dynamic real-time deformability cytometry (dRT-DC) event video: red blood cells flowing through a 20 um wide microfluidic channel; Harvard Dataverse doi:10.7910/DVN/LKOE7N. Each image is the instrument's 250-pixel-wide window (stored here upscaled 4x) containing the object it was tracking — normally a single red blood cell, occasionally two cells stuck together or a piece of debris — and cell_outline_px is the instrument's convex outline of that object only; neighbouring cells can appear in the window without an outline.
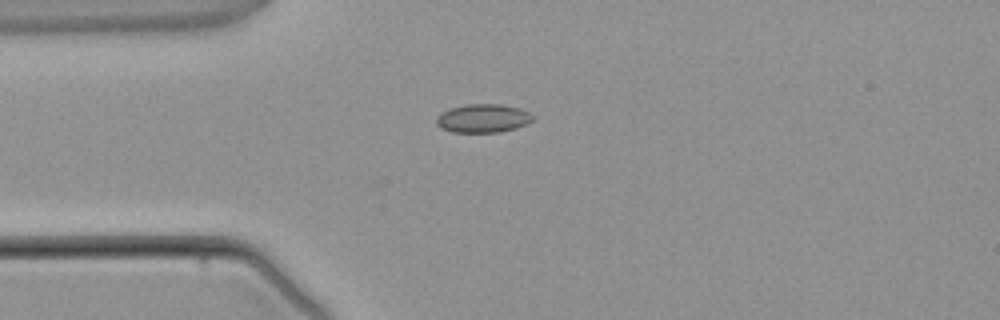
{"species": "common noctule bat (a hibernating species)", "species_latin": "Nyctalus noctula", "temperature_condition": "warm", "stored_images_in_passage": 3, "camera_frame_rate_fps": 3000, "um_per_image_px": 0.085, "animal": {"sex": "male", "body_mass_g": 21.5, "forearm_length_mm": 52.0}, "frame": {"image": 1, "passage_image": 3, "time_ms": 3.333, "image_size_px": [1000, 320], "cell_outline_px": [[536, 116], [528, 124], [516, 128], [500, 132], [452, 132], [440, 128], [436, 124], [436, 116], [440, 112], [448, 108], [464, 104], [500, 104], [520, 108]], "centroid_in_image_um": [41.03, 10.05], "position_along_channel_um": 44.0, "area_um2": 16.36}}